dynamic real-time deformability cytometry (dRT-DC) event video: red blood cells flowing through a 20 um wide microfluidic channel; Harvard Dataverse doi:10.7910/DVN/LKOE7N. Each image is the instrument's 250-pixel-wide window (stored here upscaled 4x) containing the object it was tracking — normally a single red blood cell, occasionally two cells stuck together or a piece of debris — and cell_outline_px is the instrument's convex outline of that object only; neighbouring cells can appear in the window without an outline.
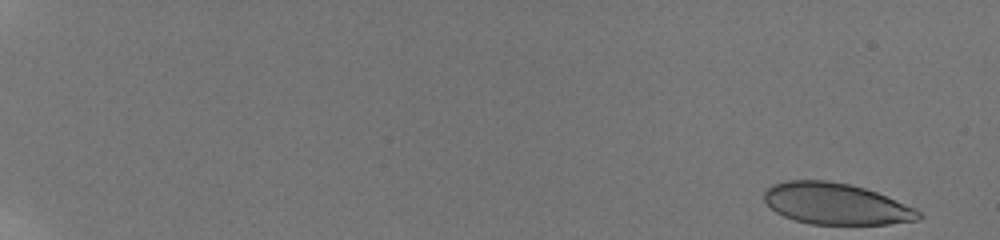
{"species": "human", "species_latin": "Homo sapiens", "temperature_condition": "room temperature", "stored_images_in_passage": 38, "camera_frame_rate_fps": 3000, "um_per_image_px": 0.085, "donor": {"sex": "male"}, "frame": {"image": 1, "passage_image": 1, "time_ms": 0.0, "image_size_px": [1000, 240], "cell_outline_px": [[924, 216], [916, 220], [888, 224], [808, 224], [784, 216], [776, 212], [764, 200], [764, 192], [772, 184], [788, 180], [828, 180], [848, 184], [864, 188], [876, 192], [916, 208]], "centroid_in_image_um": [71.05, 17.32], "position_along_channel_um": 13.9, "area_um2": 37.11}}
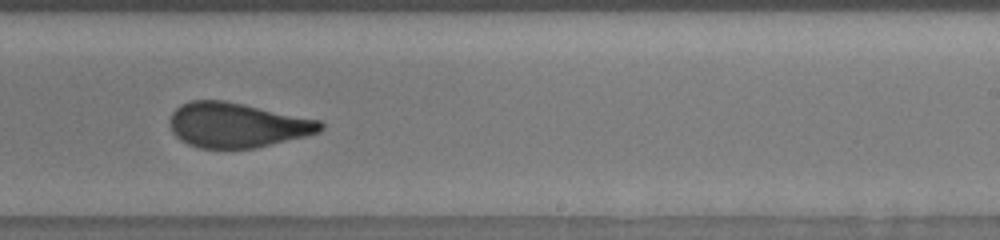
{"frame": {"image": 2, "passage_image": 30, "time_ms": 12.333, "image_size_px": [1000, 240], "cell_outline_px": [[324, 128], [320, 132], [308, 136], [256, 148], [200, 148], [188, 144], [180, 140], [172, 132], [172, 112], [180, 104], [192, 100], [224, 100], [244, 104], [320, 120], [324, 124]], "centroid_in_image_um": [20.19, 10.63], "position_along_channel_um": 268.8, "area_um2": 39.36}}
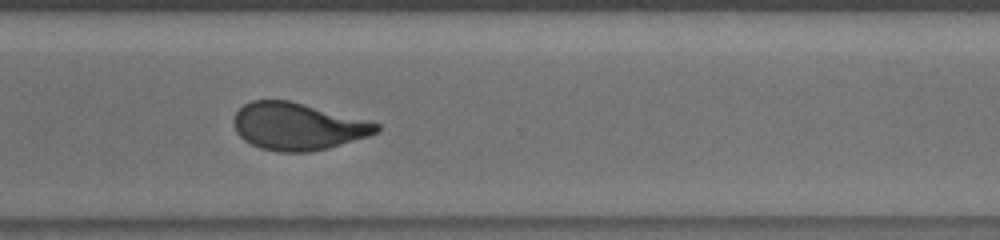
{"frame": {"image": 3, "passage_image": 33, "time_ms": 14.333, "image_size_px": [1000, 240], "cell_outline_px": [[380, 128], [376, 132], [368, 136], [328, 148], [308, 152], [280, 152], [260, 148], [244, 140], [236, 132], [232, 120], [236, 112], [244, 104], [252, 100], [288, 100], [380, 124]], "centroid_in_image_um": [25.25, 10.75], "position_along_channel_um": 345.4, "area_um2": 38.84}, "authors_computed_cell_mechanics": {"area_um2": 39.3618, "velocity_mm_per_s": 3.8259, "shape_relaxation_time_tau1_ms": 6.1422, "shape_relaxation_time_tau2_ms": 0.9332, "deformation_change_tau1": 0.1923, "deformation_change_tau2": 0.0853}}